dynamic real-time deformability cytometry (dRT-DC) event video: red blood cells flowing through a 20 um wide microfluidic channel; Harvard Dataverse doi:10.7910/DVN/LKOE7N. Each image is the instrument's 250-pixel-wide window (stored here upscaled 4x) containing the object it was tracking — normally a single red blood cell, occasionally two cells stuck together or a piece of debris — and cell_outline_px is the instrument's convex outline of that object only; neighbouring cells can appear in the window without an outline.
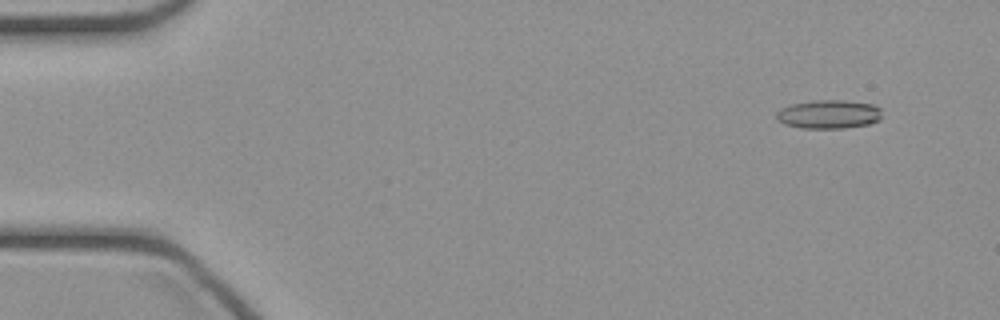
{"species": "common noctule bat (a hibernating species)", "species_latin": "Nyctalus noctula", "temperature_condition": "cold", "stored_images_in_passage": 47, "camera_frame_rate_fps": 3000, "um_per_image_px": 0.085, "animal": {"sex": "female", "body_mass_g": 21.9}, "frame": {"image": 1, "passage_image": 4, "time_ms": 1.0, "image_size_px": [1000, 320], "cell_outline_px": [[880, 120], [868, 124], [840, 128], [804, 128], [784, 124], [776, 120], [776, 112], [780, 108], [792, 104], [812, 100], [840, 100], [872, 104], [880, 108]], "centroid_in_image_um": [70.4, 9.71], "position_along_channel_um": 14.6, "area_um2": 17.57}}
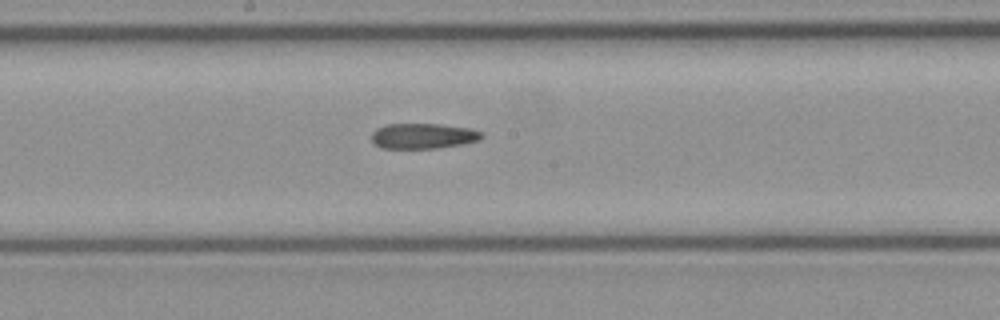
{"frame": {"image": 2, "passage_image": 25, "time_ms": 8.0, "image_size_px": [1000, 320], "cell_outline_px": [[484, 136], [480, 140], [464, 144], [436, 148], [384, 148], [376, 144], [372, 140], [372, 132], [376, 128], [388, 124], [440, 124], [468, 128], [480, 132]], "centroid_in_image_um": [35.98, 11.56], "position_along_channel_um": 212.2, "area_um2": 16.18}}
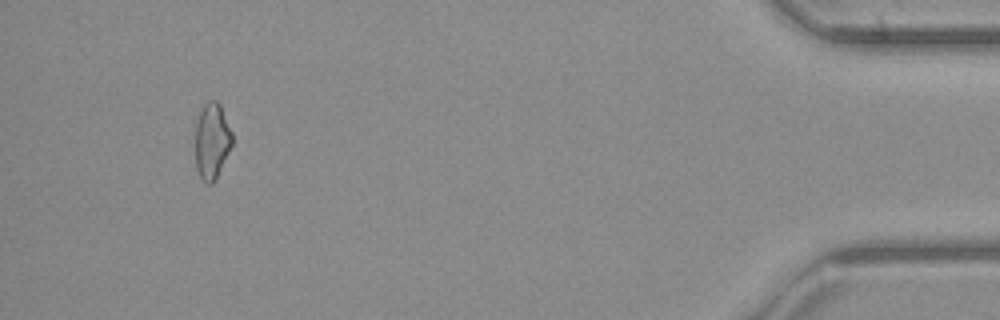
{"frame": {"image": 3, "passage_image": 44, "time_ms": 14.333, "image_size_px": [1000, 320], "cell_outline_px": [[232, 144], [216, 180], [212, 184], [208, 184], [200, 180], [196, 168], [196, 120], [204, 104], [208, 100], [216, 100], [220, 104], [232, 132]], "centroid_in_image_um": [18.01, 12.01], "position_along_channel_um": 417.2, "area_um2": 16.47}}